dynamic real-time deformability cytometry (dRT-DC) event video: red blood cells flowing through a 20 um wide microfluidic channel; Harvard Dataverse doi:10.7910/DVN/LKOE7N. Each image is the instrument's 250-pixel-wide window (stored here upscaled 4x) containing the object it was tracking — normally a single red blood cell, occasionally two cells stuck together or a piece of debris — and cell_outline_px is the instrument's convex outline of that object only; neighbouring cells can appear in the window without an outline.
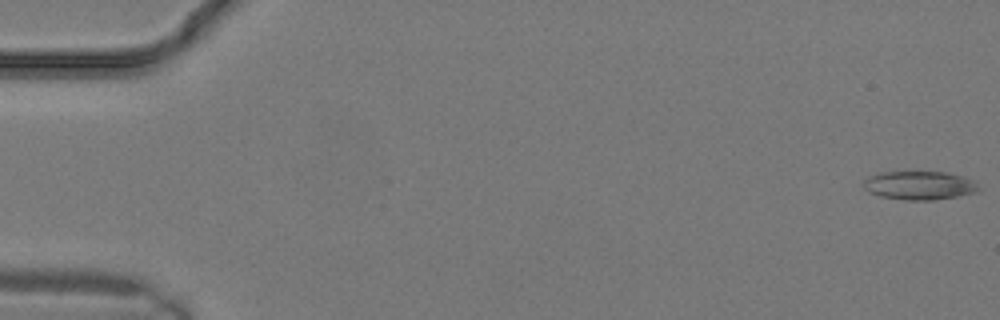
{"species": "common noctule bat (a hibernating species)", "species_latin": "Nyctalus noctula", "temperature_condition": "warm", "stored_images_in_passage": 8, "camera_frame_rate_fps": 3000, "um_per_image_px": 0.085, "animal": {"sex": "male", "body_mass_g": 19.2, "forearm_length_mm": 51.8}, "frame": {"image": 1, "passage_image": 1, "time_ms": 0.0, "image_size_px": [1000, 320], "cell_outline_px": [[980, 188], [972, 192], [956, 196], [932, 200], [904, 200], [880, 196], [868, 192], [860, 184], [868, 176], [880, 172], [944, 172], [964, 176], [972, 180]], "centroid_in_image_um": [78.06, 15.75], "position_along_channel_um": 6.9, "area_um2": 19.13}}